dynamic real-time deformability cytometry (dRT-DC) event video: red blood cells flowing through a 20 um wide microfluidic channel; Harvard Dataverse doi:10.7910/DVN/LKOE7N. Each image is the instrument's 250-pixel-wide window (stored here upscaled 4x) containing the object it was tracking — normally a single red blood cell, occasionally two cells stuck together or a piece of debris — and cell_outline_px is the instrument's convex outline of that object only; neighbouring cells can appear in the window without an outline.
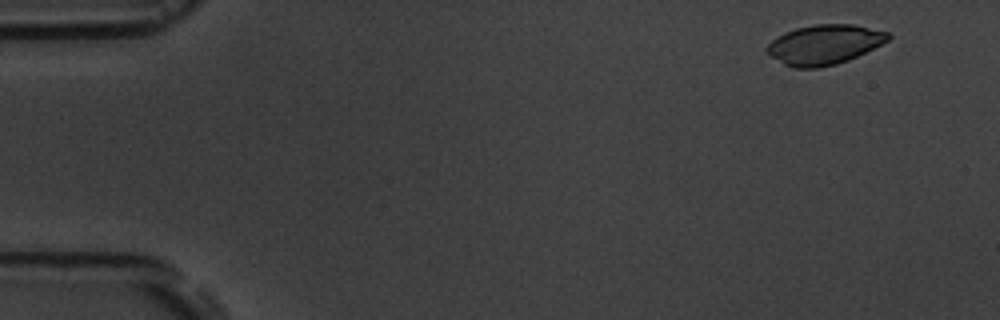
{"species": "common noctule bat (a hibernating species)", "species_latin": "Nyctalus noctula", "temperature_condition": "room temperature", "stored_images_in_passage": 7, "camera_frame_rate_fps": 3000, "um_per_image_px": 0.085, "animal": {"sex": "male", "body_mass_g": 19.5, "forearm_length_mm": 54.6}, "frame": {"image": 1, "passage_image": 1, "time_ms": 0.0, "image_size_px": [1000, 320], "cell_outline_px": [[892, 36], [888, 40], [848, 60], [836, 64], [816, 68], [792, 68], [784, 64], [772, 56], [764, 48], [776, 36], [784, 32], [796, 28], [816, 24], [856, 24], [888, 32]], "centroid_in_image_um": [70.05, 3.78], "position_along_channel_um": 15.0, "area_um2": 27.92}}